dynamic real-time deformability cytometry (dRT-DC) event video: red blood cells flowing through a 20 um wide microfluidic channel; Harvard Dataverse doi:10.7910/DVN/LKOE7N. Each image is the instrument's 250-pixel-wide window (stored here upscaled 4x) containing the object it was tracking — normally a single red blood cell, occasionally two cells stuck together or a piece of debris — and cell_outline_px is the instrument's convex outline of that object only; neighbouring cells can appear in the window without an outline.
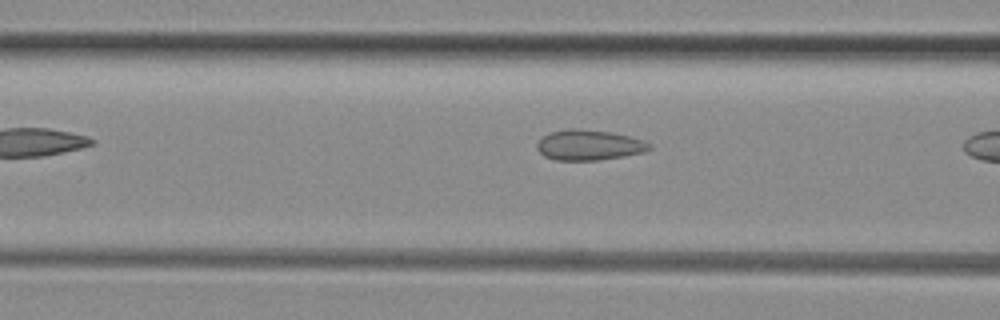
{"species": "common noctule bat (a hibernating species)", "species_latin": "Nyctalus noctula", "temperature_condition": "room temperature", "stored_images_in_passage": 6, "camera_frame_rate_fps": 3000, "um_per_image_px": 0.085, "animal": {"sex": "female", "body_mass_g": 29.2, "forearm_length_mm": 56.3}, "frame": {"image": 1, "passage_image": 5, "time_ms": 1.333, "image_size_px": [1000, 320], "cell_outline_px": [[652, 148], [644, 152], [624, 156], [596, 160], [556, 160], [544, 156], [536, 148], [536, 144], [544, 136], [552, 132], [572, 128], [576, 128], [612, 132], [644, 140], [652, 144]], "centroid_in_image_um": [50.09, 12.33], "position_along_channel_um": 116.5, "area_um2": 19.83}}